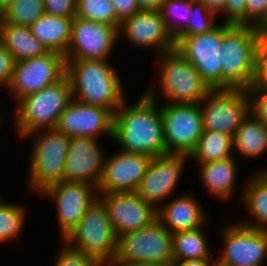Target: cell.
Returning <instances> with one entry per match:
<instances>
[{"instance_id":"1","label":"cell","mask_w":267,"mask_h":266,"mask_svg":"<svg viewBox=\"0 0 267 266\" xmlns=\"http://www.w3.org/2000/svg\"><path fill=\"white\" fill-rule=\"evenodd\" d=\"M156 89L148 88L133 105L125 100L114 113L113 141L127 153L156 157L168 154ZM157 98V99H156Z\"/></svg>"},{"instance_id":"2","label":"cell","mask_w":267,"mask_h":266,"mask_svg":"<svg viewBox=\"0 0 267 266\" xmlns=\"http://www.w3.org/2000/svg\"><path fill=\"white\" fill-rule=\"evenodd\" d=\"M66 76L75 100L110 109L127 100L122 81L108 60H66Z\"/></svg>"},{"instance_id":"3","label":"cell","mask_w":267,"mask_h":266,"mask_svg":"<svg viewBox=\"0 0 267 266\" xmlns=\"http://www.w3.org/2000/svg\"><path fill=\"white\" fill-rule=\"evenodd\" d=\"M264 39L261 28L229 24L223 30L221 89H249L256 77L257 52Z\"/></svg>"},{"instance_id":"4","label":"cell","mask_w":267,"mask_h":266,"mask_svg":"<svg viewBox=\"0 0 267 266\" xmlns=\"http://www.w3.org/2000/svg\"><path fill=\"white\" fill-rule=\"evenodd\" d=\"M71 99V84L66 74L59 81L20 99L13 121L17 135L23 138L33 131L55 129Z\"/></svg>"},{"instance_id":"5","label":"cell","mask_w":267,"mask_h":266,"mask_svg":"<svg viewBox=\"0 0 267 266\" xmlns=\"http://www.w3.org/2000/svg\"><path fill=\"white\" fill-rule=\"evenodd\" d=\"M64 243L97 261H112L117 252L118 236L109 219L107 207L98 197L79 223L63 238Z\"/></svg>"},{"instance_id":"6","label":"cell","mask_w":267,"mask_h":266,"mask_svg":"<svg viewBox=\"0 0 267 266\" xmlns=\"http://www.w3.org/2000/svg\"><path fill=\"white\" fill-rule=\"evenodd\" d=\"M29 167V189L41 193L48 186L64 180L70 139L56 129H41L23 136H33Z\"/></svg>"},{"instance_id":"7","label":"cell","mask_w":267,"mask_h":266,"mask_svg":"<svg viewBox=\"0 0 267 266\" xmlns=\"http://www.w3.org/2000/svg\"><path fill=\"white\" fill-rule=\"evenodd\" d=\"M158 56L161 67L158 89H162L160 92L169 101L166 103H200L212 91L194 66L176 49Z\"/></svg>"},{"instance_id":"8","label":"cell","mask_w":267,"mask_h":266,"mask_svg":"<svg viewBox=\"0 0 267 266\" xmlns=\"http://www.w3.org/2000/svg\"><path fill=\"white\" fill-rule=\"evenodd\" d=\"M122 265L168 263L173 260L172 234L158 220L118 237L114 259Z\"/></svg>"},{"instance_id":"9","label":"cell","mask_w":267,"mask_h":266,"mask_svg":"<svg viewBox=\"0 0 267 266\" xmlns=\"http://www.w3.org/2000/svg\"><path fill=\"white\" fill-rule=\"evenodd\" d=\"M204 131H216L234 136L250 114L247 89H215L200 103Z\"/></svg>"},{"instance_id":"10","label":"cell","mask_w":267,"mask_h":266,"mask_svg":"<svg viewBox=\"0 0 267 266\" xmlns=\"http://www.w3.org/2000/svg\"><path fill=\"white\" fill-rule=\"evenodd\" d=\"M228 23L217 25L208 32L193 36H177L175 49L201 75L212 89H221V47L223 30Z\"/></svg>"},{"instance_id":"11","label":"cell","mask_w":267,"mask_h":266,"mask_svg":"<svg viewBox=\"0 0 267 266\" xmlns=\"http://www.w3.org/2000/svg\"><path fill=\"white\" fill-rule=\"evenodd\" d=\"M161 115L167 153L190 156L204 131L199 103H165Z\"/></svg>"},{"instance_id":"12","label":"cell","mask_w":267,"mask_h":266,"mask_svg":"<svg viewBox=\"0 0 267 266\" xmlns=\"http://www.w3.org/2000/svg\"><path fill=\"white\" fill-rule=\"evenodd\" d=\"M224 251L217 266H263L267 257V229L231 223L222 227Z\"/></svg>"},{"instance_id":"13","label":"cell","mask_w":267,"mask_h":266,"mask_svg":"<svg viewBox=\"0 0 267 266\" xmlns=\"http://www.w3.org/2000/svg\"><path fill=\"white\" fill-rule=\"evenodd\" d=\"M66 74L65 56L48 51L42 56L16 62L12 80L7 89L18 102L23 97L59 81Z\"/></svg>"},{"instance_id":"14","label":"cell","mask_w":267,"mask_h":266,"mask_svg":"<svg viewBox=\"0 0 267 266\" xmlns=\"http://www.w3.org/2000/svg\"><path fill=\"white\" fill-rule=\"evenodd\" d=\"M118 38L114 26L75 16L65 60H108Z\"/></svg>"},{"instance_id":"15","label":"cell","mask_w":267,"mask_h":266,"mask_svg":"<svg viewBox=\"0 0 267 266\" xmlns=\"http://www.w3.org/2000/svg\"><path fill=\"white\" fill-rule=\"evenodd\" d=\"M97 187L74 181L48 186L41 194L54 199L62 239L79 223L89 206L98 198Z\"/></svg>"},{"instance_id":"16","label":"cell","mask_w":267,"mask_h":266,"mask_svg":"<svg viewBox=\"0 0 267 266\" xmlns=\"http://www.w3.org/2000/svg\"><path fill=\"white\" fill-rule=\"evenodd\" d=\"M188 159V155L174 153L153 157L135 192L158 209L159 203L175 191Z\"/></svg>"},{"instance_id":"17","label":"cell","mask_w":267,"mask_h":266,"mask_svg":"<svg viewBox=\"0 0 267 266\" xmlns=\"http://www.w3.org/2000/svg\"><path fill=\"white\" fill-rule=\"evenodd\" d=\"M114 113L107 108L71 99L59 117L56 130L69 138H98L105 134L113 138Z\"/></svg>"},{"instance_id":"18","label":"cell","mask_w":267,"mask_h":266,"mask_svg":"<svg viewBox=\"0 0 267 266\" xmlns=\"http://www.w3.org/2000/svg\"><path fill=\"white\" fill-rule=\"evenodd\" d=\"M107 207L116 235L136 231L157 219V209L134 192L97 194Z\"/></svg>"},{"instance_id":"19","label":"cell","mask_w":267,"mask_h":266,"mask_svg":"<svg viewBox=\"0 0 267 266\" xmlns=\"http://www.w3.org/2000/svg\"><path fill=\"white\" fill-rule=\"evenodd\" d=\"M107 158L98 194L136 191L153 157L119 150Z\"/></svg>"},{"instance_id":"20","label":"cell","mask_w":267,"mask_h":266,"mask_svg":"<svg viewBox=\"0 0 267 266\" xmlns=\"http://www.w3.org/2000/svg\"><path fill=\"white\" fill-rule=\"evenodd\" d=\"M118 34L136 47L155 48L158 55L176 47L159 11H138L121 22Z\"/></svg>"},{"instance_id":"21","label":"cell","mask_w":267,"mask_h":266,"mask_svg":"<svg viewBox=\"0 0 267 266\" xmlns=\"http://www.w3.org/2000/svg\"><path fill=\"white\" fill-rule=\"evenodd\" d=\"M97 138L72 137L65 163V181L85 182L98 187L106 157Z\"/></svg>"},{"instance_id":"22","label":"cell","mask_w":267,"mask_h":266,"mask_svg":"<svg viewBox=\"0 0 267 266\" xmlns=\"http://www.w3.org/2000/svg\"><path fill=\"white\" fill-rule=\"evenodd\" d=\"M204 212L198 200L187 193L161 204L157 209V219L173 234L203 227L206 220Z\"/></svg>"},{"instance_id":"23","label":"cell","mask_w":267,"mask_h":266,"mask_svg":"<svg viewBox=\"0 0 267 266\" xmlns=\"http://www.w3.org/2000/svg\"><path fill=\"white\" fill-rule=\"evenodd\" d=\"M75 17H61L44 13L29 26L31 33L48 51L65 56L71 42L72 24Z\"/></svg>"},{"instance_id":"24","label":"cell","mask_w":267,"mask_h":266,"mask_svg":"<svg viewBox=\"0 0 267 266\" xmlns=\"http://www.w3.org/2000/svg\"><path fill=\"white\" fill-rule=\"evenodd\" d=\"M236 159L232 157L200 165V180L207 191L217 199L225 200L232 196L237 178Z\"/></svg>"},{"instance_id":"25","label":"cell","mask_w":267,"mask_h":266,"mask_svg":"<svg viewBox=\"0 0 267 266\" xmlns=\"http://www.w3.org/2000/svg\"><path fill=\"white\" fill-rule=\"evenodd\" d=\"M0 42L16 61L34 58L48 52L47 48L32 35L29 26L1 23Z\"/></svg>"},{"instance_id":"26","label":"cell","mask_w":267,"mask_h":266,"mask_svg":"<svg viewBox=\"0 0 267 266\" xmlns=\"http://www.w3.org/2000/svg\"><path fill=\"white\" fill-rule=\"evenodd\" d=\"M243 192V204L255 222L243 221L240 224L267 229V170L256 173Z\"/></svg>"},{"instance_id":"27","label":"cell","mask_w":267,"mask_h":266,"mask_svg":"<svg viewBox=\"0 0 267 266\" xmlns=\"http://www.w3.org/2000/svg\"><path fill=\"white\" fill-rule=\"evenodd\" d=\"M232 139L233 149L239 155L247 158L260 156L267 149V127L249 114Z\"/></svg>"},{"instance_id":"28","label":"cell","mask_w":267,"mask_h":266,"mask_svg":"<svg viewBox=\"0 0 267 266\" xmlns=\"http://www.w3.org/2000/svg\"><path fill=\"white\" fill-rule=\"evenodd\" d=\"M203 228L179 231L172 234L173 259H213Z\"/></svg>"},{"instance_id":"29","label":"cell","mask_w":267,"mask_h":266,"mask_svg":"<svg viewBox=\"0 0 267 266\" xmlns=\"http://www.w3.org/2000/svg\"><path fill=\"white\" fill-rule=\"evenodd\" d=\"M233 139L229 134L216 131H203L195 150L190 154L198 164L228 159L232 157Z\"/></svg>"},{"instance_id":"30","label":"cell","mask_w":267,"mask_h":266,"mask_svg":"<svg viewBox=\"0 0 267 266\" xmlns=\"http://www.w3.org/2000/svg\"><path fill=\"white\" fill-rule=\"evenodd\" d=\"M43 0H12L2 9V22L30 26L43 14Z\"/></svg>"},{"instance_id":"31","label":"cell","mask_w":267,"mask_h":266,"mask_svg":"<svg viewBox=\"0 0 267 266\" xmlns=\"http://www.w3.org/2000/svg\"><path fill=\"white\" fill-rule=\"evenodd\" d=\"M76 16L114 26L118 30L121 24L111 0H77Z\"/></svg>"},{"instance_id":"32","label":"cell","mask_w":267,"mask_h":266,"mask_svg":"<svg viewBox=\"0 0 267 266\" xmlns=\"http://www.w3.org/2000/svg\"><path fill=\"white\" fill-rule=\"evenodd\" d=\"M24 212L19 204H9L0 198V242L14 240L21 234L26 219Z\"/></svg>"},{"instance_id":"33","label":"cell","mask_w":267,"mask_h":266,"mask_svg":"<svg viewBox=\"0 0 267 266\" xmlns=\"http://www.w3.org/2000/svg\"><path fill=\"white\" fill-rule=\"evenodd\" d=\"M159 12L169 34L175 39L187 27L191 18V0H163ZM170 15L181 17L182 24L173 22L175 16L172 20Z\"/></svg>"},{"instance_id":"34","label":"cell","mask_w":267,"mask_h":266,"mask_svg":"<svg viewBox=\"0 0 267 266\" xmlns=\"http://www.w3.org/2000/svg\"><path fill=\"white\" fill-rule=\"evenodd\" d=\"M215 17L199 0H191V18L178 36H193L210 31L216 26L213 20Z\"/></svg>"},{"instance_id":"35","label":"cell","mask_w":267,"mask_h":266,"mask_svg":"<svg viewBox=\"0 0 267 266\" xmlns=\"http://www.w3.org/2000/svg\"><path fill=\"white\" fill-rule=\"evenodd\" d=\"M59 250L53 266H95L97 260L85 253L68 247L65 243Z\"/></svg>"},{"instance_id":"36","label":"cell","mask_w":267,"mask_h":266,"mask_svg":"<svg viewBox=\"0 0 267 266\" xmlns=\"http://www.w3.org/2000/svg\"><path fill=\"white\" fill-rule=\"evenodd\" d=\"M247 91L250 99V114L267 127V90L252 86Z\"/></svg>"},{"instance_id":"37","label":"cell","mask_w":267,"mask_h":266,"mask_svg":"<svg viewBox=\"0 0 267 266\" xmlns=\"http://www.w3.org/2000/svg\"><path fill=\"white\" fill-rule=\"evenodd\" d=\"M246 25L263 28L267 24V0H245Z\"/></svg>"},{"instance_id":"38","label":"cell","mask_w":267,"mask_h":266,"mask_svg":"<svg viewBox=\"0 0 267 266\" xmlns=\"http://www.w3.org/2000/svg\"><path fill=\"white\" fill-rule=\"evenodd\" d=\"M223 14L225 15L223 23L246 25L245 0H226Z\"/></svg>"},{"instance_id":"39","label":"cell","mask_w":267,"mask_h":266,"mask_svg":"<svg viewBox=\"0 0 267 266\" xmlns=\"http://www.w3.org/2000/svg\"><path fill=\"white\" fill-rule=\"evenodd\" d=\"M46 14L75 17L77 0H43Z\"/></svg>"},{"instance_id":"40","label":"cell","mask_w":267,"mask_h":266,"mask_svg":"<svg viewBox=\"0 0 267 266\" xmlns=\"http://www.w3.org/2000/svg\"><path fill=\"white\" fill-rule=\"evenodd\" d=\"M16 59L0 42V87L7 88L15 70Z\"/></svg>"},{"instance_id":"41","label":"cell","mask_w":267,"mask_h":266,"mask_svg":"<svg viewBox=\"0 0 267 266\" xmlns=\"http://www.w3.org/2000/svg\"><path fill=\"white\" fill-rule=\"evenodd\" d=\"M253 86L267 90V39H263L257 52L256 77Z\"/></svg>"},{"instance_id":"42","label":"cell","mask_w":267,"mask_h":266,"mask_svg":"<svg viewBox=\"0 0 267 266\" xmlns=\"http://www.w3.org/2000/svg\"><path fill=\"white\" fill-rule=\"evenodd\" d=\"M111 2L120 22L141 10L136 0H111Z\"/></svg>"},{"instance_id":"43","label":"cell","mask_w":267,"mask_h":266,"mask_svg":"<svg viewBox=\"0 0 267 266\" xmlns=\"http://www.w3.org/2000/svg\"><path fill=\"white\" fill-rule=\"evenodd\" d=\"M211 260L215 259H206V260H198V259H191V260H179L173 259L172 264L173 266H213L211 264H215V262H211Z\"/></svg>"},{"instance_id":"44","label":"cell","mask_w":267,"mask_h":266,"mask_svg":"<svg viewBox=\"0 0 267 266\" xmlns=\"http://www.w3.org/2000/svg\"><path fill=\"white\" fill-rule=\"evenodd\" d=\"M209 11L217 14H222L226 0H199Z\"/></svg>"},{"instance_id":"45","label":"cell","mask_w":267,"mask_h":266,"mask_svg":"<svg viewBox=\"0 0 267 266\" xmlns=\"http://www.w3.org/2000/svg\"><path fill=\"white\" fill-rule=\"evenodd\" d=\"M141 10L159 11L163 0H136Z\"/></svg>"},{"instance_id":"46","label":"cell","mask_w":267,"mask_h":266,"mask_svg":"<svg viewBox=\"0 0 267 266\" xmlns=\"http://www.w3.org/2000/svg\"><path fill=\"white\" fill-rule=\"evenodd\" d=\"M95 266H127L117 263L115 260L112 261H97Z\"/></svg>"},{"instance_id":"47","label":"cell","mask_w":267,"mask_h":266,"mask_svg":"<svg viewBox=\"0 0 267 266\" xmlns=\"http://www.w3.org/2000/svg\"><path fill=\"white\" fill-rule=\"evenodd\" d=\"M129 266H173L172 262L168 263H137Z\"/></svg>"},{"instance_id":"48","label":"cell","mask_w":267,"mask_h":266,"mask_svg":"<svg viewBox=\"0 0 267 266\" xmlns=\"http://www.w3.org/2000/svg\"><path fill=\"white\" fill-rule=\"evenodd\" d=\"M12 0H0V8H5Z\"/></svg>"},{"instance_id":"49","label":"cell","mask_w":267,"mask_h":266,"mask_svg":"<svg viewBox=\"0 0 267 266\" xmlns=\"http://www.w3.org/2000/svg\"><path fill=\"white\" fill-rule=\"evenodd\" d=\"M263 33V37L267 39V24L261 29Z\"/></svg>"},{"instance_id":"50","label":"cell","mask_w":267,"mask_h":266,"mask_svg":"<svg viewBox=\"0 0 267 266\" xmlns=\"http://www.w3.org/2000/svg\"><path fill=\"white\" fill-rule=\"evenodd\" d=\"M1 22H2V9L0 8V26H1Z\"/></svg>"}]
</instances>
